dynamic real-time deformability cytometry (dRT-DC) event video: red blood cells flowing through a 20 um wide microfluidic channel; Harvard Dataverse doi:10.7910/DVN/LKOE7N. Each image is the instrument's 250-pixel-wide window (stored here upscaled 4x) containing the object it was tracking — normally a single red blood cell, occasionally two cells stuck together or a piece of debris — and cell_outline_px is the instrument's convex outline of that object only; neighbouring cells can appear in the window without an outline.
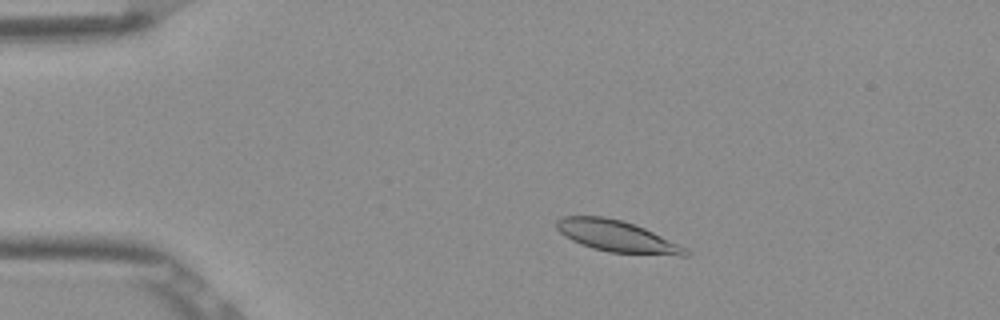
{"species": "Egyptian fruit bat (a non-hibernating species)", "species_latin": "Rousettus aegyptiacus", "temperature_condition": "room temperature", "stored_images_in_passage": 7, "camera_frame_rate_fps": 3000, "um_per_image_px": 0.085, "frame": {"image": 1, "passage_image": 3, "time_ms": 0.667, "image_size_px": [1000, 320], "cell_outline_px": [[692, 252], [688, 256], [680, 256], [608, 252], [592, 248], [572, 240], [564, 236], [556, 228], [556, 220], [564, 216], [604, 216], [624, 220], [636, 224], [688, 248]], "centroid_in_image_um": [52.49, 20.08], "position_along_channel_um": 32.5, "area_um2": 23.93}}
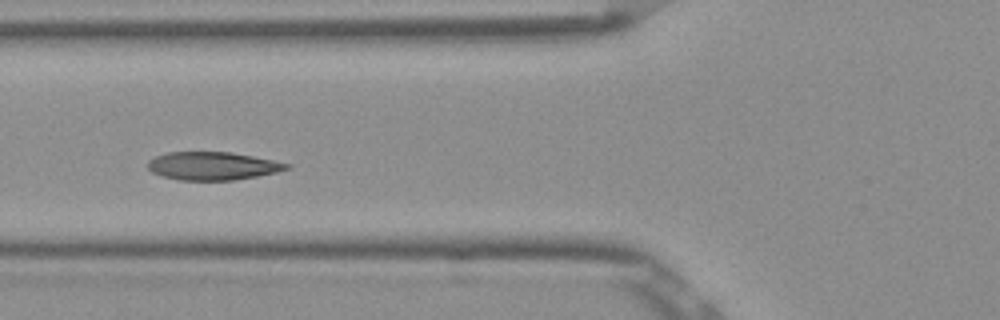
{"frame": {"image": 2, "passage_image": 6, "time_ms": 1.667, "image_size_px": [1000, 320], "cell_outline_px": [[292, 168], [276, 172], [256, 176], [232, 180], [180, 180], [164, 176], [152, 172], [148, 168], [148, 160], [156, 156], [168, 152], [232, 152], [292, 164]], "centroid_in_image_um": [18.09, 14.1], "position_along_channel_um": 107.7, "area_um2": 22.6}}
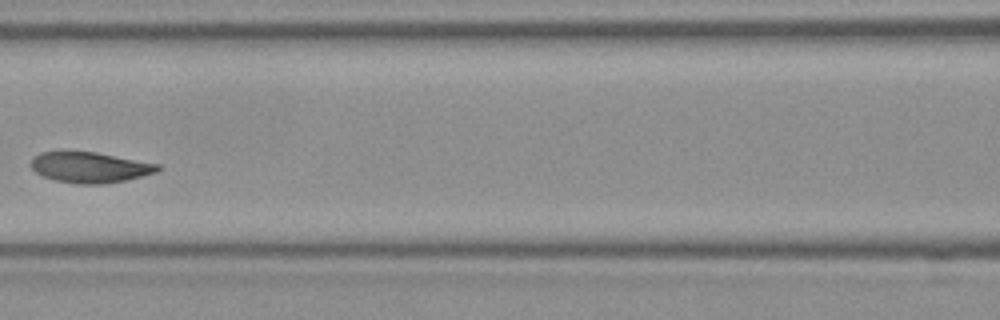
{"frame": {"image": 3, "passage_image": 7, "time_ms": 2.0, "image_size_px": [1000, 320], "cell_outline_px": [[160, 168], [156, 172], [124, 180], [100, 184], [76, 184], [56, 180], [44, 176], [36, 172], [32, 168], [32, 156], [40, 152], [64, 148], [96, 152], [160, 164]], "centroid_in_image_um": [7.57, 14.17], "position_along_channel_um": 159.0, "area_um2": 23.12}}